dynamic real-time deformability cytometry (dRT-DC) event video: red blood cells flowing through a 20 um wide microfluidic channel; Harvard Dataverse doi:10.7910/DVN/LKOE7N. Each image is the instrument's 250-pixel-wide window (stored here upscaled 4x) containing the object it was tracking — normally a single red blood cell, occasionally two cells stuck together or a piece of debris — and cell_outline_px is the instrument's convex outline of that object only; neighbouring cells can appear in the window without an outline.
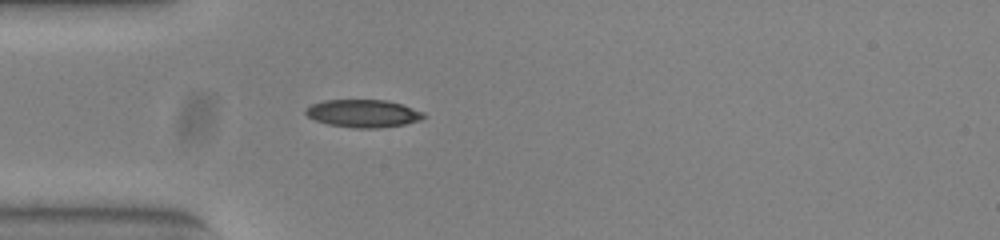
{"species": "common noctule bat (a hibernating species)", "species_latin": "Nyctalus noctula", "temperature_condition": "warm", "stored_images_in_passage": 38, "camera_frame_rate_fps": 3000, "um_per_image_px": 0.085, "animal": {"sex": "female", "body_mass_g": 23.0, "forearm_length_mm": 53.4}, "frame": {"image": 1, "passage_image": 1, "time_ms": 0.0, "image_size_px": [1000, 240], "cell_outline_px": [[424, 116], [420, 120], [404, 124], [376, 128], [352, 128], [328, 124], [316, 120], [308, 116], [304, 112], [304, 108], [312, 104], [324, 100], [388, 100], [424, 112]], "centroid_in_image_um": [30.83, 9.64], "position_along_channel_um": 54.2, "area_um2": 18.96}}
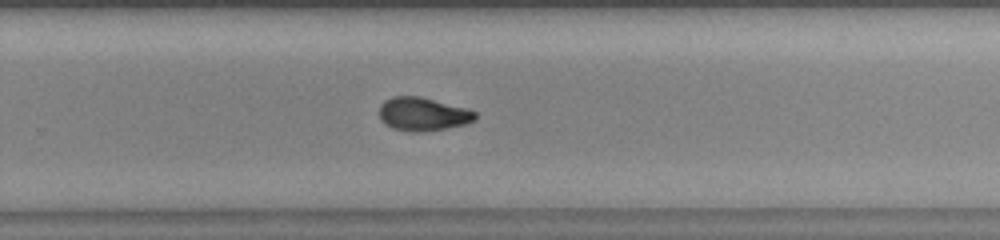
{"frame": {"image": 2, "passage_image": 20, "time_ms": 6.333, "image_size_px": [1000, 240], "cell_outline_px": [[476, 120], [464, 124], [444, 128], [420, 132], [412, 132], [392, 128], [384, 124], [380, 120], [380, 104], [384, 100], [392, 96], [420, 96], [468, 108], [476, 112]], "centroid_in_image_um": [35.93, 9.68], "position_along_channel_um": 293.9, "area_um2": 18.79}}
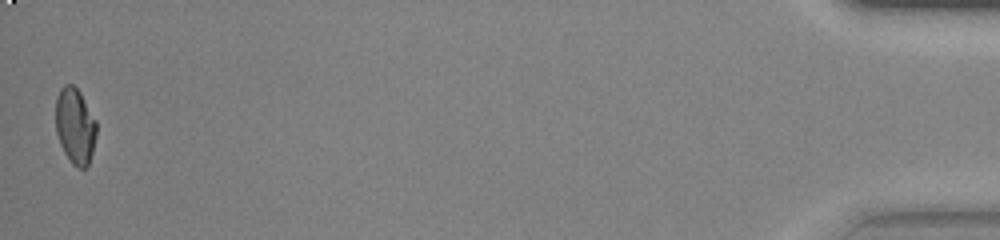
{"frame": {"image": 3, "passage_image": 38, "time_ms": 12.333, "image_size_px": [1000, 240], "cell_outline_px": [[96, 136], [92, 152], [88, 164], [84, 168], [80, 168], [72, 164], [64, 152], [60, 144], [56, 132], [56, 96], [60, 88], [64, 84], [72, 84], [80, 92], [96, 120]], "centroid_in_image_um": [6.37, 10.68], "position_along_channel_um": 428.8, "area_um2": 18.03}, "authors_computed_cell_mechanics": {"area_um2": 18.8139, "velocity_mm_per_s": 3.8855, "shape_relaxation_time_tau1_ms": 8.7948, "shape_relaxation_time_tau2_ms": 2.8983, "deformation_change_tau1": 0.2192, "deformation_change_tau2": 0.0764}}